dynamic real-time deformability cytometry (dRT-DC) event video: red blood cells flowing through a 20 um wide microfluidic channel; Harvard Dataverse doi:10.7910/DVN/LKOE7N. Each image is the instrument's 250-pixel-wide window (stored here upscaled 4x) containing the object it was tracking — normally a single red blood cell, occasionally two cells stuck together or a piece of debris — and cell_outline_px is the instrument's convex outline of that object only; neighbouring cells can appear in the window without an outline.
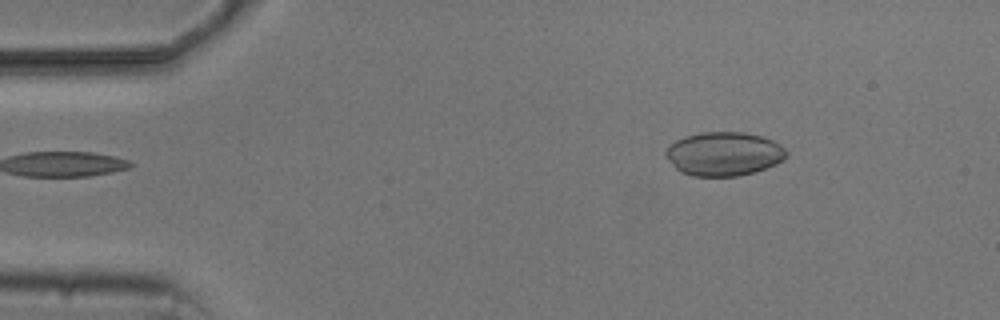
{"species": "common noctule bat (a hibernating species)", "species_latin": "Nyctalus noctula", "temperature_condition": "cold", "stored_images_in_passage": 5, "camera_frame_rate_fps": 3000, "um_per_image_px": 0.085, "animal": {"sex": "male", "body_mass_g": 20.5, "forearm_length_mm": 52.5}, "frame": {"image": 1, "passage_image": 5, "time_ms": 4.667, "image_size_px": [1000, 320], "cell_outline_px": [[788, 156], [784, 160], [776, 164], [740, 176], [692, 176], [680, 172], [664, 156], [664, 148], [668, 144], [684, 136], [700, 132], [744, 132], [760, 136], [772, 140], [784, 148], [788, 152]], "centroid_in_image_um": [61.48, 13.07], "position_along_channel_um": 23.5, "area_um2": 31.1}}